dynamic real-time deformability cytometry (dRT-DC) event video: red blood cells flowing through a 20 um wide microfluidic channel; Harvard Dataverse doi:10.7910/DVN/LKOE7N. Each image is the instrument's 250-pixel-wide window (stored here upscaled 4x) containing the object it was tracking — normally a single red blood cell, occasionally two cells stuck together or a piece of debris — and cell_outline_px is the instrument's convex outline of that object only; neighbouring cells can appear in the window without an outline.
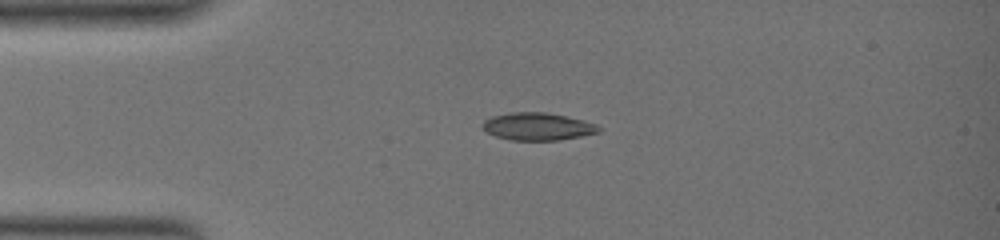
{"species": "common noctule bat (a hibernating species)", "species_latin": "Nyctalus noctula", "temperature_condition": "warm", "stored_images_in_passage": 7, "camera_frame_rate_fps": 3000, "um_per_image_px": 0.085, "animal": {"sex": "female", "body_mass_g": 19.0, "forearm_length_mm": 51.5}, "frame": {"image": 1, "passage_image": 1, "time_ms": 0.0, "image_size_px": [1000, 240], "cell_outline_px": [[600, 132], [560, 140], [512, 140], [496, 136], [480, 128], [480, 124], [484, 120], [492, 116], [512, 112], [544, 112], [584, 120], [596, 124], [600, 128]], "centroid_in_image_um": [45.67, 10.75], "position_along_channel_um": 39.3, "area_um2": 18.61}}
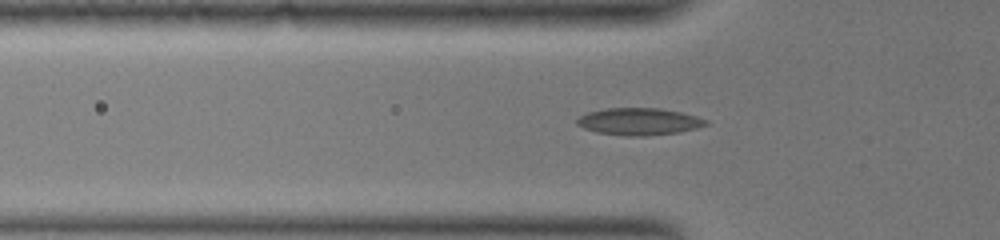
{"frame": {"image": 2, "passage_image": 5, "time_ms": 2.0, "image_size_px": [1000, 240], "cell_outline_px": [[708, 124], [696, 128], [680, 132], [644, 136], [624, 136], [596, 132], [584, 128], [576, 124], [576, 120], [580, 116], [588, 112], [608, 108], [656, 108], [680, 112], [696, 116], [708, 120]], "centroid_in_image_um": [54.31, 10.34], "position_along_channel_um": 71.5, "area_um2": 20.29}}